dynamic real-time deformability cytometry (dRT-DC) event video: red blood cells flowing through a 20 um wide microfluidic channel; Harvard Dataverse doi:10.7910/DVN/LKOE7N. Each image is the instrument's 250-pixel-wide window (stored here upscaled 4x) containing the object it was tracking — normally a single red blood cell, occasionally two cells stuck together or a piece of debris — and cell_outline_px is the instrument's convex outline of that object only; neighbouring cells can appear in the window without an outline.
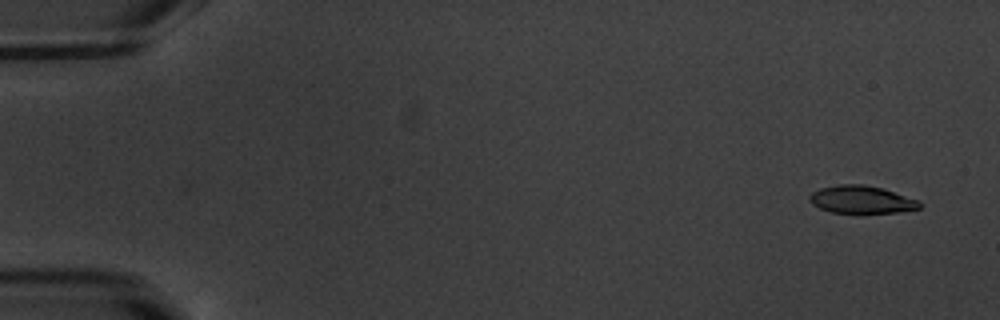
{"species": "common noctule bat (a hibernating species)", "species_latin": "Nyctalus noctula", "temperature_condition": "warm", "stored_images_in_passage": 54, "camera_frame_rate_fps": 3000, "um_per_image_px": 0.085, "animal": {"sex": "male", "body_mass_g": 20.1, "forearm_length_mm": 53.5}, "frame": {"image": 1, "passage_image": 3, "time_ms": 0.667, "image_size_px": [1000, 320], "cell_outline_px": [[920, 208], [896, 212], [860, 216], [832, 212], [820, 208], [812, 204], [808, 200], [808, 196], [812, 192], [820, 188], [840, 184], [864, 184], [880, 188], [920, 200]], "centroid_in_image_um": [73.19, 17.01], "position_along_channel_um": 11.8, "area_um2": 18.38}}
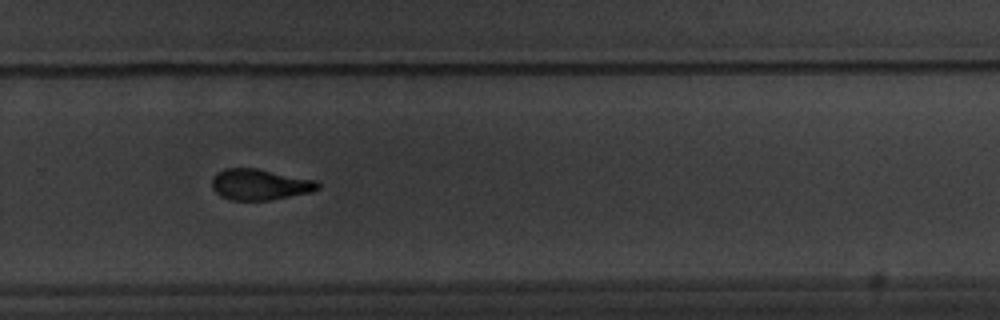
{"frame": {"image": 2, "passage_image": 37, "time_ms": 12.0, "image_size_px": [1000, 320], "cell_outline_px": [[320, 188], [312, 192], [272, 200], [232, 200], [220, 196], [212, 188], [212, 176], [216, 172], [224, 168], [256, 168], [316, 180], [320, 184]], "centroid_in_image_um": [22.08, 15.68], "position_along_channel_um": 307.7, "area_um2": 19.31}}
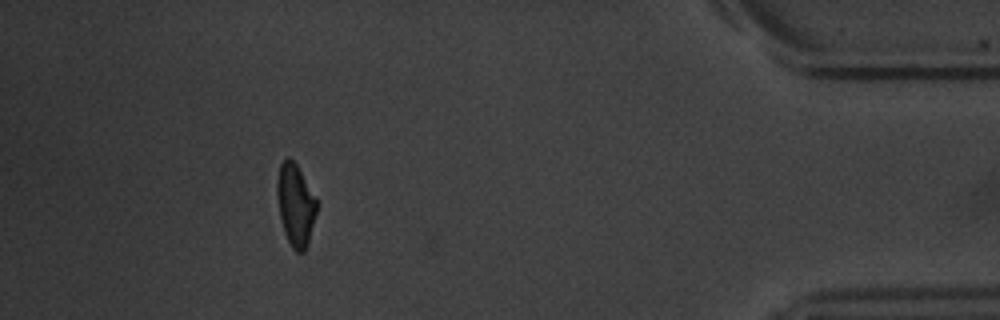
{"frame": {"image": 3, "passage_image": 49, "time_ms": 16.0, "image_size_px": [1000, 320], "cell_outline_px": [[316, 212], [308, 244], [304, 252], [296, 252], [292, 248], [284, 232], [280, 216], [276, 192], [276, 180], [280, 164], [288, 156], [296, 164], [316, 200]], "centroid_in_image_um": [25.09, 17.43], "position_along_channel_um": 410.1, "area_um2": 18.61}, "authors_computed_cell_mechanics": {"area_um2": 19.363, "velocity_mm_per_s": 3.8162, "shape_relaxation_time_tau1_ms": 3.012, "shape_relaxation_time_tau2_ms": 3.0783, "deformation_change_tau1": 0.1534, "deformation_change_tau2": 0.1055}}